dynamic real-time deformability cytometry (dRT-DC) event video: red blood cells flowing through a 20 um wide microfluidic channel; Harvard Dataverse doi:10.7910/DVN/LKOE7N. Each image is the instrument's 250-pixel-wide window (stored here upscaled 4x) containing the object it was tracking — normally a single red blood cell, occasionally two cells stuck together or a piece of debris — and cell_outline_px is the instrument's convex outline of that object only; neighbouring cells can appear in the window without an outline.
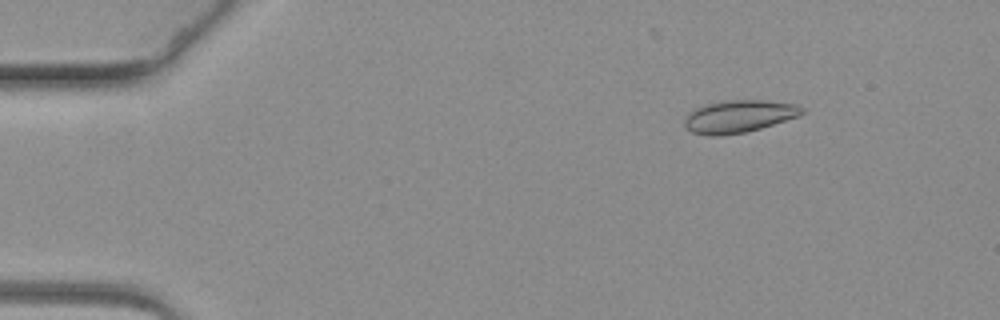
{"species": "common noctule bat (a hibernating species)", "species_latin": "Nyctalus noctula", "temperature_condition": "warm", "stored_images_in_passage": 49, "camera_frame_rate_fps": 3000, "um_per_image_px": 0.085, "animal": {"sex": "female", "body_mass_g": 19.3, "forearm_length_mm": 54.1}, "frame": {"image": 1, "passage_image": 3, "time_ms": 0.667, "image_size_px": [1000, 320], "cell_outline_px": [[804, 112], [800, 116], [760, 128], [744, 132], [720, 136], [712, 136], [692, 132], [684, 128], [684, 120], [688, 112], [692, 108], [704, 104], [720, 100], [764, 100], [796, 104], [804, 108]], "centroid_in_image_um": [62.75, 9.88], "position_along_channel_um": 22.2, "area_um2": 22.54}}
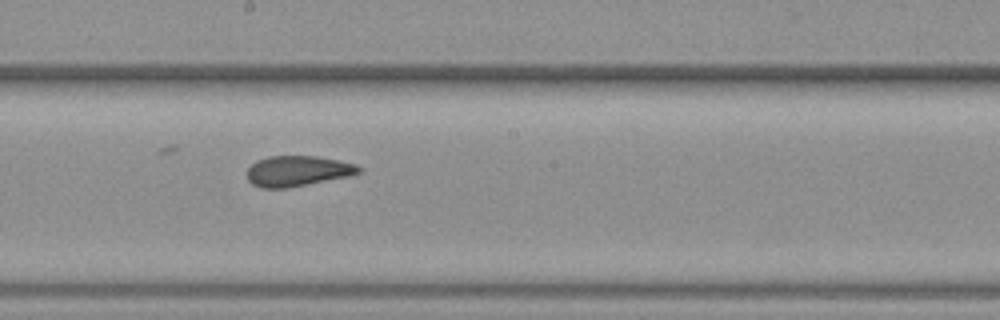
{"frame": {"image": 2, "passage_image": 29, "time_ms": 9.333, "image_size_px": [1000, 320], "cell_outline_px": [[364, 168], [360, 172], [348, 176], [288, 188], [260, 188], [252, 184], [248, 180], [248, 168], [256, 160], [268, 156], [316, 156], [356, 164]], "centroid_in_image_um": [25.28, 14.53], "position_along_channel_um": 222.9, "area_um2": 19.83}}
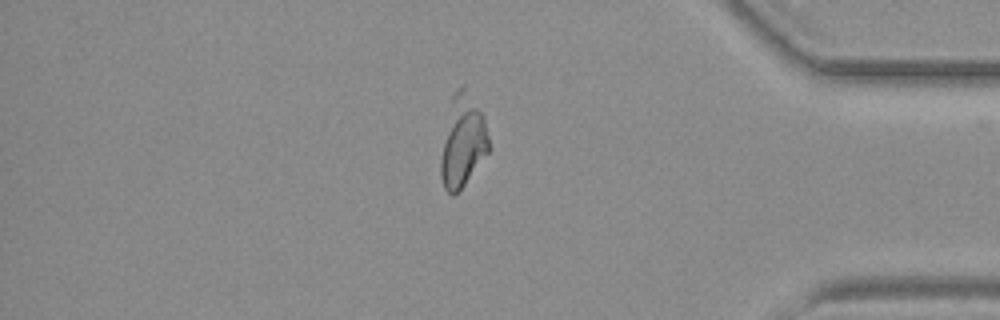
{"frame": {"image": 3, "passage_image": 47, "time_ms": 15.333, "image_size_px": [1000, 320], "cell_outline_px": [[492, 148], [464, 184], [452, 196], [444, 188], [440, 176], [440, 160], [452, 96], [460, 84], [464, 84], [484, 116]], "centroid_in_image_um": [39.36, 11.99], "position_along_channel_um": 395.8, "area_um2": 25.61}}